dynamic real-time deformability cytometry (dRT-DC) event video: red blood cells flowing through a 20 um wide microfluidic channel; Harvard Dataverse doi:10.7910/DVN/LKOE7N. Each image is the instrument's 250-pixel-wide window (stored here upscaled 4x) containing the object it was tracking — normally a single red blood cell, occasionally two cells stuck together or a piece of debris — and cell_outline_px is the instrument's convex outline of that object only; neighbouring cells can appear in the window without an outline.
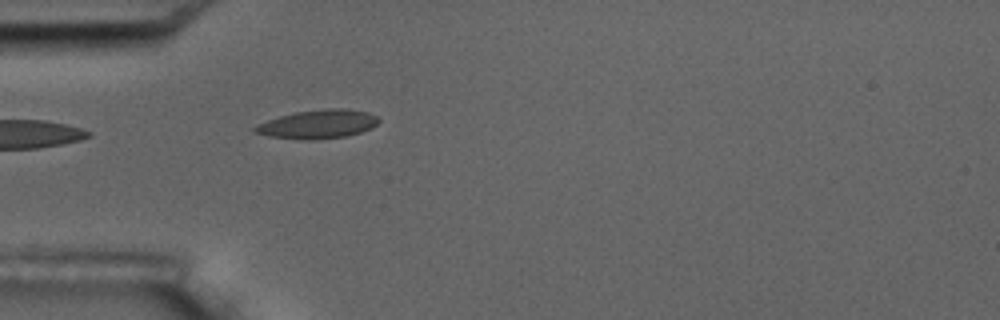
{"species": "common noctule bat (a hibernating species)", "species_latin": "Nyctalus noctula", "temperature_condition": "room temperature", "stored_images_in_passage": 3, "camera_frame_rate_fps": 3000, "um_per_image_px": 0.085, "animal": {"sex": "male", "body_mass_g": 17.5, "forearm_length_mm": 52.3}, "frame": {"image": 1, "passage_image": 3, "time_ms": 2.0, "image_size_px": [1000, 320], "cell_outline_px": [[380, 120], [372, 128], [360, 132], [344, 136], [316, 140], [308, 140], [268, 136], [252, 132], [252, 128], [256, 124], [280, 116], [296, 112], [328, 108], [344, 108], [368, 112], [376, 116]], "centroid_in_image_um": [27.0, 10.55], "position_along_channel_um": 58.0, "area_um2": 20.69}}